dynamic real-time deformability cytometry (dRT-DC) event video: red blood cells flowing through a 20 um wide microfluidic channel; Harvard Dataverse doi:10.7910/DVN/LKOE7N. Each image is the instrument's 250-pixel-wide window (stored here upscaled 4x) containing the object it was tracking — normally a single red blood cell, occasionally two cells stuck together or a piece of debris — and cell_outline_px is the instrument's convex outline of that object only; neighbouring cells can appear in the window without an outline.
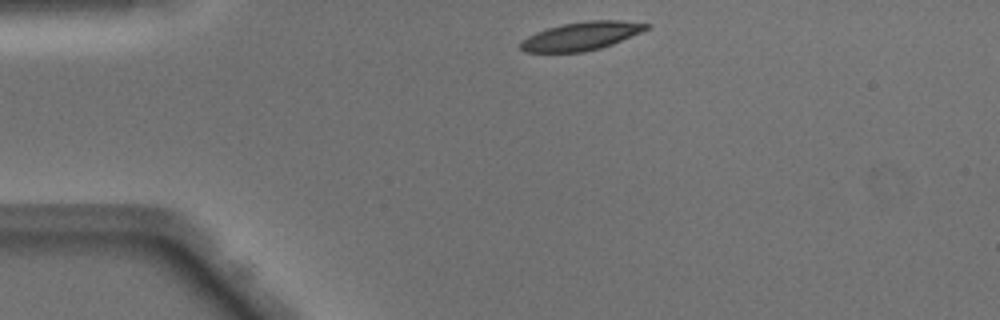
{"species": "Egyptian fruit bat (a non-hibernating species)", "species_latin": "Rousettus aegyptiacus", "temperature_condition": "warm", "stored_images_in_passage": 39, "camera_frame_rate_fps": 3000, "um_per_image_px": 0.085, "animal": {"sex": "male"}, "frame": {"image": 1, "passage_image": 1, "time_ms": 0.0, "image_size_px": [1000, 320], "cell_outline_px": [[652, 24], [648, 28], [640, 32], [612, 44], [600, 48], [584, 52], [524, 52], [520, 48], [520, 40], [536, 32], [560, 24], [588, 20], [620, 20]], "centroid_in_image_um": [49.38, 3.06], "position_along_channel_um": 35.6, "area_um2": 20.75}}
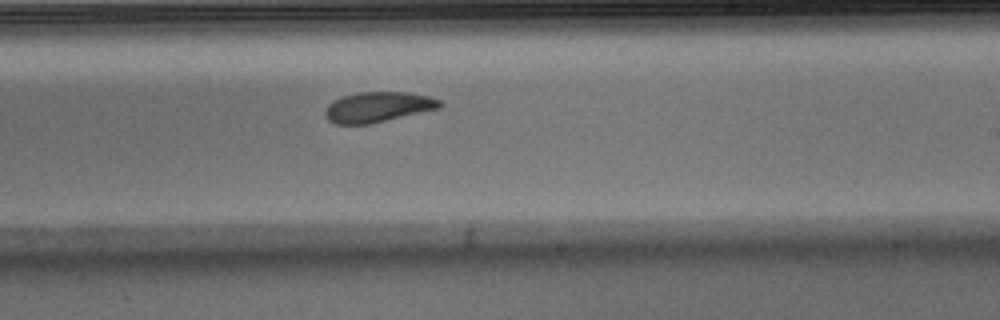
{"frame": {"image": 2, "passage_image": 20, "time_ms": 6.333, "image_size_px": [1000, 320], "cell_outline_px": [[444, 104], [440, 108], [372, 124], [336, 124], [328, 120], [324, 112], [328, 104], [332, 100], [340, 96], [356, 92], [408, 92], [428, 96], [440, 100]], "centroid_in_image_um": [32.11, 9.09], "position_along_channel_um": 256.9, "area_um2": 20.52}}
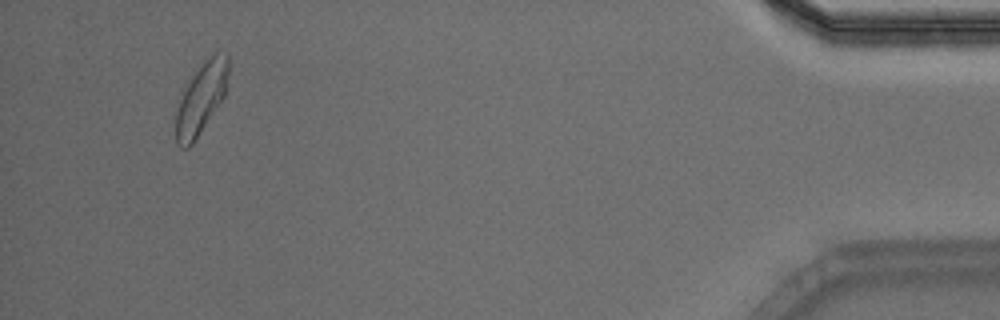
{"frame": {"image": 3, "passage_image": 37, "time_ms": 12.0, "image_size_px": [1000, 320], "cell_outline_px": [[228, 76], [224, 96], [192, 144], [188, 148], [180, 148], [176, 144], [176, 112], [180, 100], [196, 64], [208, 56], [216, 52], [228, 52]], "centroid_in_image_um": [17.1, 8.28], "position_along_channel_um": 418.1, "area_um2": 21.85}, "authors_computed_cell_mechanics": {"area_um2": 21.097, "velocity_mm_per_s": 4.1002, "shape_relaxation_time_tau1_ms": 2.9254, "shape_relaxation_time_tau2_ms": 4.1064, "deformation_change_tau1": 0.1458, "deformation_change_tau2": 0.1118}}